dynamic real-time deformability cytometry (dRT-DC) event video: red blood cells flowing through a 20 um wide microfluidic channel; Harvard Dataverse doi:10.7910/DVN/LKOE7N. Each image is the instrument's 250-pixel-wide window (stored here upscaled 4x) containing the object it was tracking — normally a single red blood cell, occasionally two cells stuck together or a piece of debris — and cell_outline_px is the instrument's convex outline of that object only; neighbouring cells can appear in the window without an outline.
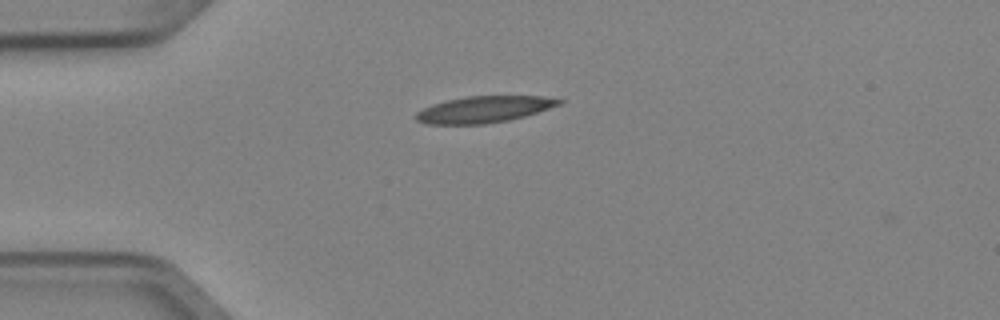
{"species": "Egyptian fruit bat (a non-hibernating species)", "species_latin": "Rousettus aegyptiacus", "temperature_condition": "cold", "stored_images_in_passage": 2, "camera_frame_rate_fps": 3000, "um_per_image_px": 0.085, "animal": {"sex": "female"}, "frame": {"image": 1, "passage_image": 1, "time_ms": 0.0, "image_size_px": [1000, 320], "cell_outline_px": [[564, 100], [560, 104], [524, 116], [508, 120], [484, 124], [424, 124], [416, 120], [412, 116], [416, 112], [432, 104], [448, 100], [468, 96], [544, 96]], "centroid_in_image_um": [41.08, 9.3], "position_along_channel_um": 43.9, "area_um2": 21.96}}